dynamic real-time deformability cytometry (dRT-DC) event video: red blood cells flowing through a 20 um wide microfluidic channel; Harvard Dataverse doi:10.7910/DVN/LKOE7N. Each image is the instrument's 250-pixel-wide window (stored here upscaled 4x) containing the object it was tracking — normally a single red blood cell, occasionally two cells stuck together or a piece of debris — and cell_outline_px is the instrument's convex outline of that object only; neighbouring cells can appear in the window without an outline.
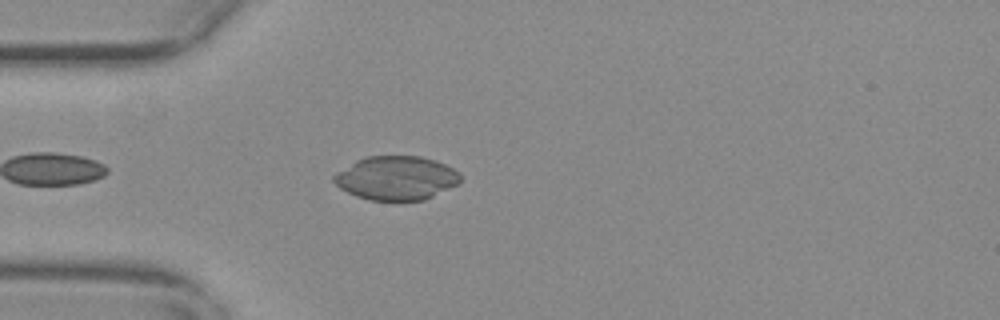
{"species": "common noctule bat (a hibernating species)", "species_latin": "Nyctalus noctula", "temperature_condition": "warm", "stored_images_in_passage": 7, "camera_frame_rate_fps": 3000, "um_per_image_px": 0.085, "animal": {"sex": "female", "body_mass_g": 29.2, "forearm_length_mm": 56.3}, "frame": {"image": 1, "passage_image": 3, "time_ms": 0.667, "image_size_px": [1000, 320], "cell_outline_px": [[460, 184], [424, 200], [368, 200], [356, 196], [340, 188], [332, 180], [332, 176], [336, 172], [356, 160], [364, 156], [420, 156], [444, 164], [460, 172]], "centroid_in_image_um": [33.67, 15.13], "position_along_channel_um": 51.3, "area_um2": 32.43}}